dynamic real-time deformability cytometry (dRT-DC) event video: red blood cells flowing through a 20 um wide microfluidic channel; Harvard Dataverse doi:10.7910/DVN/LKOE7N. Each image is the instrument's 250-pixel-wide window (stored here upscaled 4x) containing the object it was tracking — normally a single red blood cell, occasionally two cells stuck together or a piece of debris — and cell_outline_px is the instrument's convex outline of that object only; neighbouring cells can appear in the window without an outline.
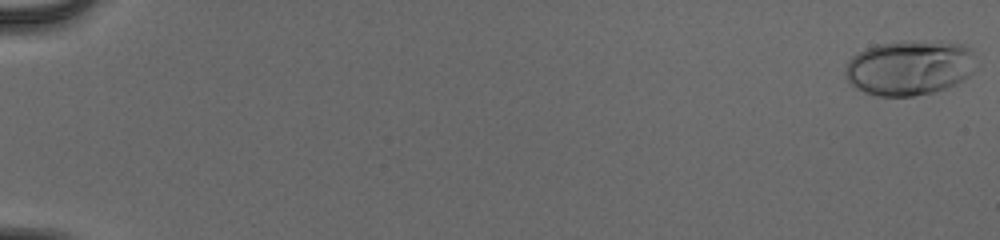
{"species": "human", "species_latin": "Homo sapiens", "temperature_condition": "cold", "stored_images_in_passage": 54, "camera_frame_rate_fps": 3000, "um_per_image_px": 0.085, "donor": {"sex": "male"}, "frame": {"image": 1, "passage_image": 1, "time_ms": 0.0, "image_size_px": [1000, 240], "cell_outline_px": [[972, 72], [968, 76], [948, 88], [936, 92], [912, 96], [876, 96], [864, 92], [856, 88], [844, 76], [844, 72], [848, 60], [852, 56], [864, 48], [876, 44], [904, 40], [940, 40], [964, 44], [972, 48]], "centroid_in_image_um": [77.28, 5.72], "position_along_channel_um": 7.7, "area_um2": 42.6}}
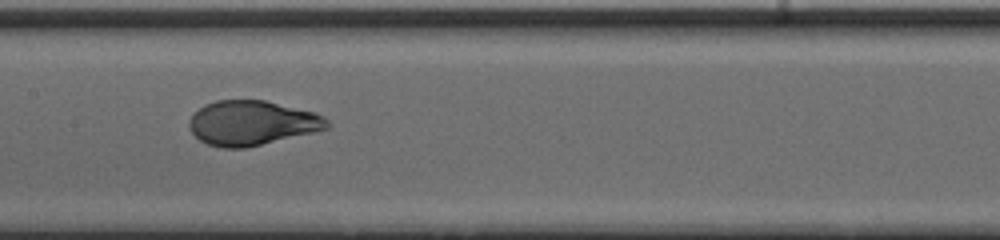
{"frame": {"image": 2, "passage_image": 30, "time_ms": 9.667, "image_size_px": [1000, 240], "cell_outline_px": [[332, 124], [328, 128], [312, 132], [244, 148], [220, 148], [208, 144], [200, 140], [188, 128], [188, 120], [204, 104], [216, 100], [264, 100], [316, 112], [324, 116]], "centroid_in_image_um": [21.41, 10.44], "position_along_channel_um": 186.0, "area_um2": 35.78}}
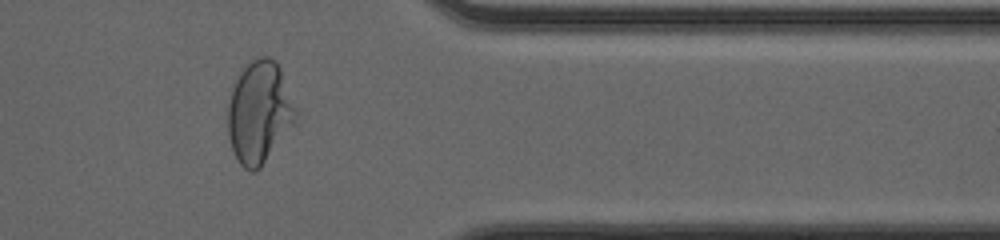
{"frame": {"image": 3, "passage_image": 46, "time_ms": 15.0, "image_size_px": [1000, 240], "cell_outline_px": [[300, 112], [296, 124], [260, 168], [256, 172], [248, 172], [240, 164], [232, 148], [228, 136], [228, 104], [232, 88], [240, 72], [252, 60], [260, 56], [268, 56], [276, 60], [280, 68]], "centroid_in_image_um": [22.1, 9.56], "position_along_channel_um": 389.3, "area_um2": 41.15}, "authors_computed_cell_mechanics": {"area_um2": 36.6741, "velocity_mm_per_s": 3.9833, "shape_relaxation_time_tau1_ms": 4.2348, "shape_relaxation_time_tau2_ms": null, "deformation_change_tau1": 0.2205, "deformation_change_tau2": null}}